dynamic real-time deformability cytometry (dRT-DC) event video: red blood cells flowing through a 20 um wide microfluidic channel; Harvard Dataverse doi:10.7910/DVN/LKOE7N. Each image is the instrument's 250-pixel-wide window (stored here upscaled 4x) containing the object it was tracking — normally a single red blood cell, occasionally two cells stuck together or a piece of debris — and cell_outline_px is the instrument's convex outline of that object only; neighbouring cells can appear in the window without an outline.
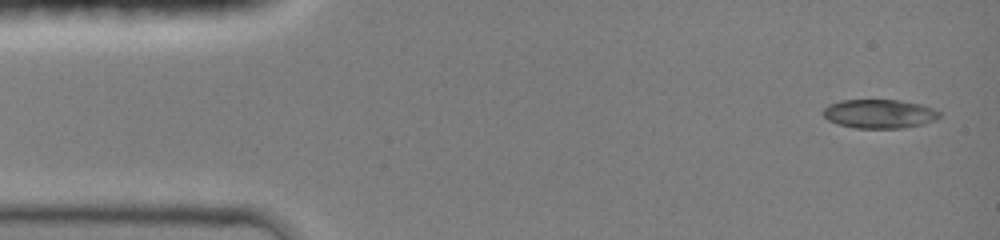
{"species": "common noctule bat (a hibernating species)", "species_latin": "Nyctalus noctula", "temperature_condition": "room temperature", "stored_images_in_passage": 9, "camera_frame_rate_fps": 3000, "um_per_image_px": 0.085, "animal": {"sex": "female", "body_mass_g": 19.0, "forearm_length_mm": 51.5}, "frame": {"image": 1, "passage_image": 1, "time_ms": 0.0, "image_size_px": [1000, 240], "cell_outline_px": [[940, 116], [936, 120], [924, 124], [904, 128], [856, 128], [836, 124], [828, 120], [820, 112], [828, 104], [840, 100], [900, 100], [920, 104], [932, 108], [940, 112]], "centroid_in_image_um": [74.72, 9.67], "position_along_channel_um": 10.3, "area_um2": 19.83}}
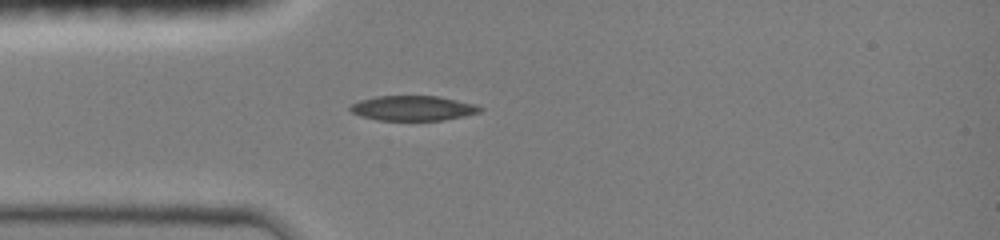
{"frame": {"image": 2, "passage_image": 8, "time_ms": 3.333, "image_size_px": [1000, 240], "cell_outline_px": [[484, 108], [480, 112], [440, 120], [380, 120], [360, 116], [352, 112], [348, 108], [352, 104], [360, 100], [376, 96], [440, 96], [476, 104]], "centroid_in_image_um": [35.09, 9.18], "position_along_channel_um": 49.9, "area_um2": 18.73}}